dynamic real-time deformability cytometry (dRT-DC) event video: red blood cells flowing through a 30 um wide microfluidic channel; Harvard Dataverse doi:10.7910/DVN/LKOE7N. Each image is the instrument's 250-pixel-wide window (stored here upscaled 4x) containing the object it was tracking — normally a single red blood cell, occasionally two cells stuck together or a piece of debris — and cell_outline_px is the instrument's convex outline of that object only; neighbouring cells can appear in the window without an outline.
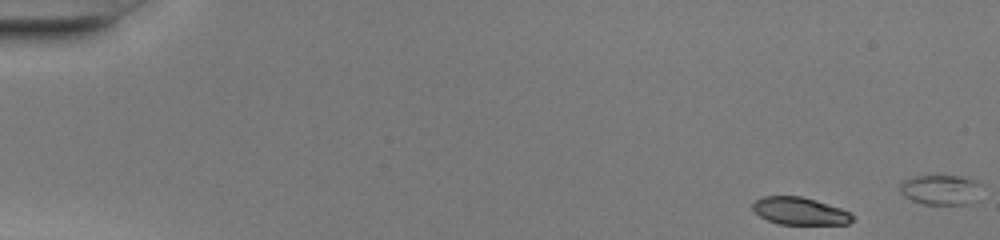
{"species": "common noctule bat (a hibernating species)", "species_latin": "Nyctalus noctula", "temperature_condition": "warm", "stored_images_in_passage": 11, "camera_frame_rate_fps": 3000, "um_per_image_px": 0.085, "animal": {"sex": "female", "body_mass_g": 20.0, "forearm_length_mm": 54.0}, "frame": {"image": 1, "passage_image": 1, "time_ms": 0.0, "image_size_px": [1000, 240], "cell_outline_px": [[852, 220], [848, 224], [780, 224], [768, 220], [760, 216], [752, 208], [752, 204], [756, 200], [764, 196], [800, 196], [840, 208], [848, 212], [852, 216]], "centroid_in_image_um": [67.95, 17.94], "position_along_channel_um": 17.1, "area_um2": 15.61}}